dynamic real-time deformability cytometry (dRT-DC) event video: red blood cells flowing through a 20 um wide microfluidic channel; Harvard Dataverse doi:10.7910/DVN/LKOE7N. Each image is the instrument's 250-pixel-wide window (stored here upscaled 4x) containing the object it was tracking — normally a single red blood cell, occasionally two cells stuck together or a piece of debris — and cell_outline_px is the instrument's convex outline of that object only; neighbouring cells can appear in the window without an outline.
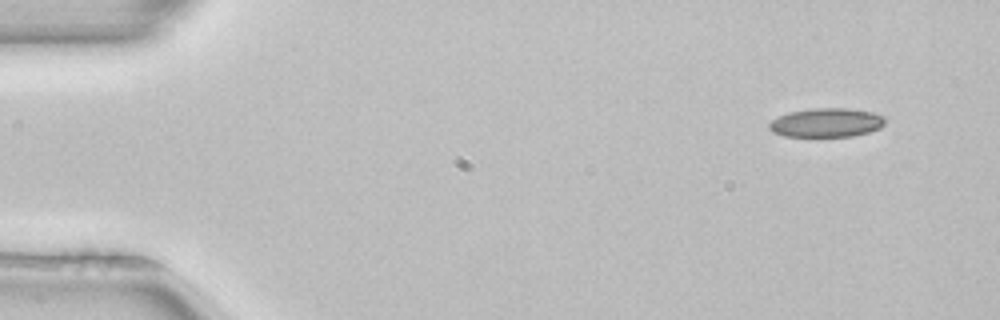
{"species": "common noctule bat (a hibernating species)", "species_latin": "Nyctalus noctula", "temperature_condition": "room temperature", "stored_images_in_passage": 5, "camera_frame_rate_fps": 3000, "um_per_image_px": 0.085, "animal": {"sex": "female", "body_mass_g": 22.7, "forearm_length_mm": 54.2}, "frame": {"image": 1, "passage_image": 1, "time_ms": 0.0, "image_size_px": [1000, 320], "cell_outline_px": [[888, 120], [880, 128], [868, 132], [852, 136], [784, 136], [772, 132], [768, 128], [768, 124], [772, 120], [780, 116], [792, 112], [812, 108], [848, 108], [872, 112], [888, 116]], "centroid_in_image_um": [70.31, 10.42], "position_along_channel_um": 14.7, "area_um2": 19.65}}
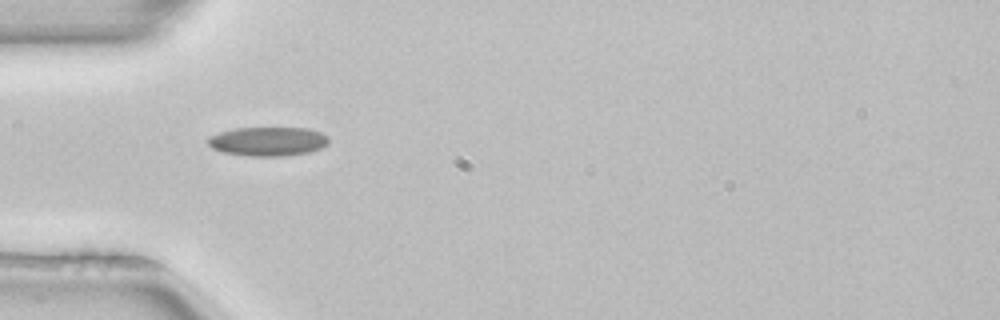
{"frame": {"image": 2, "passage_image": 4, "time_ms": 1.0, "image_size_px": [1000, 320], "cell_outline_px": [[328, 144], [320, 148], [308, 152], [288, 156], [248, 156], [220, 152], [212, 148], [208, 144], [208, 136], [220, 132], [236, 128], [308, 128], [320, 132], [328, 136]], "centroid_in_image_um": [22.76, 12.02], "position_along_channel_um": 62.2, "area_um2": 20.58}}